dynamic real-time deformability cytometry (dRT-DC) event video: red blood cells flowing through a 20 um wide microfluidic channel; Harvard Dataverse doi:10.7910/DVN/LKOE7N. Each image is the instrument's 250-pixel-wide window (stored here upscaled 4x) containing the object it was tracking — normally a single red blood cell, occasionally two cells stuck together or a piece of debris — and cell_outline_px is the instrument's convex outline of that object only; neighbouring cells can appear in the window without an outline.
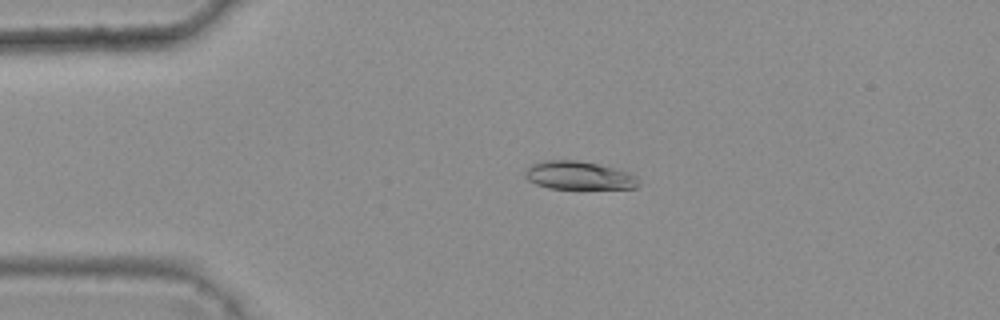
{"species": "common noctule bat (a hibernating species)", "species_latin": "Nyctalus noctula", "temperature_condition": "warm", "stored_images_in_passage": 4, "camera_frame_rate_fps": 3000, "um_per_image_px": 0.085, "animal": {"sex": "female", "body_mass_g": 25.1}, "frame": {"image": 1, "passage_image": 3, "time_ms": 0.667, "image_size_px": [1000, 320], "cell_outline_px": [[640, 184], [636, 188], [548, 188], [536, 184], [528, 180], [524, 176], [524, 172], [532, 164], [544, 160], [580, 160], [628, 172], [636, 176]], "centroid_in_image_um": [49.17, 14.91], "position_along_channel_um": 35.8, "area_um2": 18.5}}